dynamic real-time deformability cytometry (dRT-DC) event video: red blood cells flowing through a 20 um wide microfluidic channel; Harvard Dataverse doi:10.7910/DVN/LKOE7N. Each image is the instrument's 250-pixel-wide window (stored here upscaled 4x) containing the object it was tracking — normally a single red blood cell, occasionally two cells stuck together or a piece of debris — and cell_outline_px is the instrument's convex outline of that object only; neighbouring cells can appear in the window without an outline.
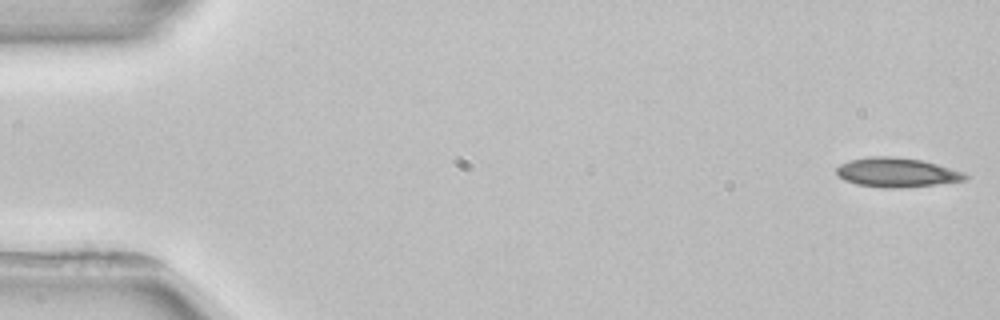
{"species": "common noctule bat (a hibernating species)", "species_latin": "Nyctalus noctula", "temperature_condition": "room temperature", "stored_images_in_passage": 4, "camera_frame_rate_fps": 3000, "um_per_image_px": 0.085, "animal": {"sex": "female", "body_mass_g": 22.7, "forearm_length_mm": 54.2}, "frame": {"image": 1, "passage_image": 1, "time_ms": 0.0, "image_size_px": [1000, 320], "cell_outline_px": [[968, 176], [964, 180], [900, 188], [884, 188], [856, 184], [844, 180], [836, 176], [836, 168], [840, 164], [848, 160], [868, 156], [896, 156], [924, 160], [964, 172]], "centroid_in_image_um": [76.15, 14.64], "position_along_channel_um": 8.8, "area_um2": 22.14}}
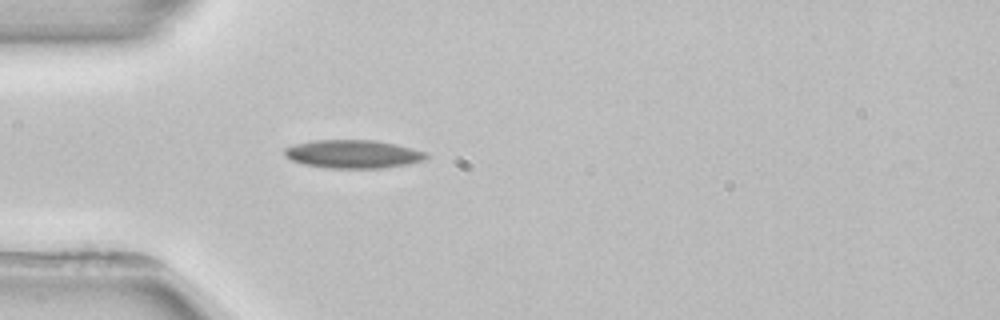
{"frame": {"image": 2, "passage_image": 4, "time_ms": 4.667, "image_size_px": [1000, 320], "cell_outline_px": [[432, 156], [424, 160], [404, 164], [380, 168], [328, 168], [304, 164], [292, 160], [284, 156], [284, 148], [296, 144], [312, 140], [376, 140], [396, 144], [428, 152]], "centroid_in_image_um": [30.03, 13.09], "position_along_channel_um": 55.0, "area_um2": 23.41}}